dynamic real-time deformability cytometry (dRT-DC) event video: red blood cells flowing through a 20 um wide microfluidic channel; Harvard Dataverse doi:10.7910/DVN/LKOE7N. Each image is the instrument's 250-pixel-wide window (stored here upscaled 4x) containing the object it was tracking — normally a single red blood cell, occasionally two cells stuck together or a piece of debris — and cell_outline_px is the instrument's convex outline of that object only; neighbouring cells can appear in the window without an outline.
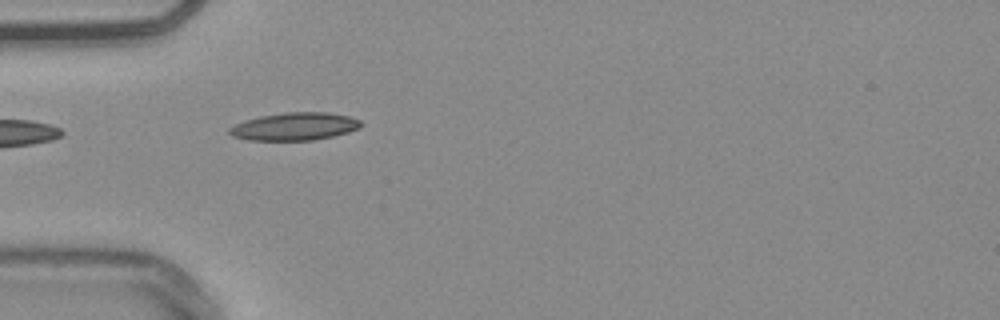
{"species": "common noctule bat (a hibernating species)", "species_latin": "Nyctalus noctula", "temperature_condition": "warm", "stored_images_in_passage": 3, "camera_frame_rate_fps": 3000, "um_per_image_px": 0.085, "animal": {"sex": "male", "body_mass_g": 20.4}, "frame": {"image": 1, "passage_image": 1, "time_ms": 0.0, "image_size_px": [1000, 320], "cell_outline_px": [[364, 124], [360, 128], [348, 132], [332, 136], [312, 140], [248, 140], [232, 136], [228, 132], [228, 128], [236, 124], [260, 116], [288, 112], [328, 112], [348, 116], [360, 120]], "centroid_in_image_um": [25.07, 10.75], "position_along_channel_um": 59.9, "area_um2": 21.15}}